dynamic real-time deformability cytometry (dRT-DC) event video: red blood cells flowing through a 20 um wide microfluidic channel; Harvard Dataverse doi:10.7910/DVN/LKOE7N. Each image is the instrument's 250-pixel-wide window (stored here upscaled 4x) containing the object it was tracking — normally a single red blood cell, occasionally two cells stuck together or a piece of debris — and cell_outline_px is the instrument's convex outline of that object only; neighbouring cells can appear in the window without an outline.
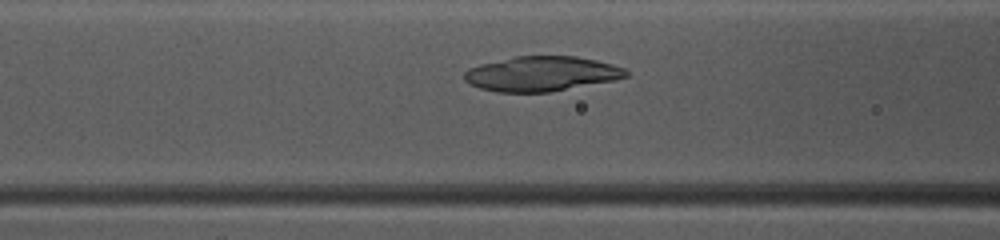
{"species": "common noctule bat (a hibernating species)", "species_latin": "Nyctalus noctula", "temperature_condition": "warm", "stored_images_in_passage": 41, "camera_frame_rate_fps": 3000, "um_per_image_px": 0.085, "animal": {"sex": "female", "body_mass_g": 10.0, "forearm_length_mm": 53.1}, "frame": {"image": 1, "passage_image": 20, "time_ms": 6.333, "image_size_px": [1000, 240], "cell_outline_px": [[628, 76], [616, 80], [548, 92], [496, 92], [480, 88], [464, 80], [464, 72], [468, 68], [480, 64], [516, 56], [576, 56], [596, 60], [612, 64], [624, 68], [628, 72]], "centroid_in_image_um": [46.03, 6.27], "position_along_channel_um": 120.6, "area_um2": 32.77}}
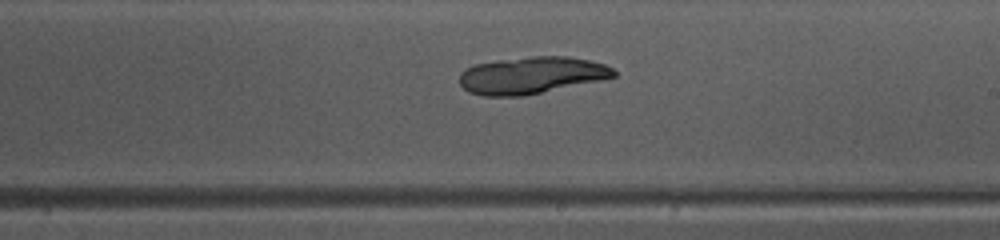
{"frame": {"image": 2, "passage_image": 29, "time_ms": 9.333, "image_size_px": [1000, 240], "cell_outline_px": [[616, 76], [600, 80], [524, 96], [484, 96], [468, 92], [460, 84], [460, 72], [476, 64], [500, 60], [532, 56], [568, 56], [588, 60], [604, 64], [612, 68], [616, 72]], "centroid_in_image_um": [45.17, 6.4], "position_along_channel_um": 243.8, "area_um2": 33.06}}
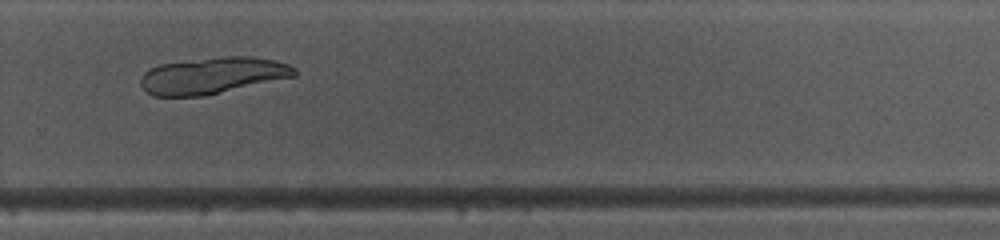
{"frame": {"image": 3, "passage_image": 34, "time_ms": 11.0, "image_size_px": [1000, 240], "cell_outline_px": [[296, 76], [204, 96], [152, 96], [140, 84], [140, 80], [144, 72], [148, 68], [160, 64], [220, 56], [252, 56], [276, 60], [288, 64], [296, 68]], "centroid_in_image_um": [18.08, 6.41], "position_along_channel_um": 311.7, "area_um2": 32.89}}